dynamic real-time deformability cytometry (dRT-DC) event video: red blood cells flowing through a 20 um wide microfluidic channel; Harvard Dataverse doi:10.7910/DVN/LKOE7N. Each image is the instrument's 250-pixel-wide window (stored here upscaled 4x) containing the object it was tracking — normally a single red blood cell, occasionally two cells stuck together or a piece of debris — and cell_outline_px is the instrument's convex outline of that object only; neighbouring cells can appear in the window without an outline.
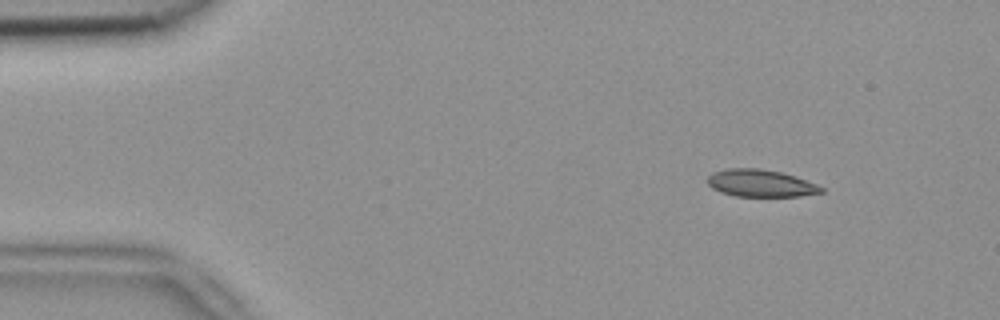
{"species": "common noctule bat (a hibernating species)", "species_latin": "Nyctalus noctula", "temperature_condition": "room temperature", "stored_images_in_passage": 5, "camera_frame_rate_fps": 3000, "um_per_image_px": 0.085, "animal": {"sex": "female", "body_mass_g": 18.4}, "frame": {"image": 1, "passage_image": 1, "time_ms": 0.0, "image_size_px": [1000, 320], "cell_outline_px": [[824, 192], [800, 196], [736, 196], [720, 192], [712, 188], [708, 184], [708, 176], [712, 172], [728, 168], [760, 168], [780, 172], [796, 176], [816, 184], [824, 188]], "centroid_in_image_um": [64.65, 15.57], "position_along_channel_um": 20.4, "area_um2": 18.09}}
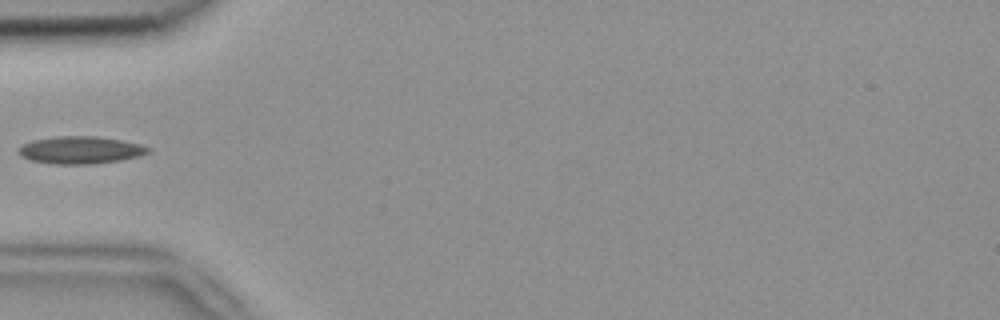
{"frame": {"image": 2, "passage_image": 4, "time_ms": 1.0, "image_size_px": [1000, 320], "cell_outline_px": [[152, 148], [148, 152], [140, 156], [120, 160], [92, 164], [52, 164], [32, 160], [20, 156], [16, 152], [24, 144], [32, 140], [56, 136], [96, 136], [120, 140], [140, 144]], "centroid_in_image_um": [6.83, 12.75], "position_along_channel_um": 78.2, "area_um2": 20.69}}